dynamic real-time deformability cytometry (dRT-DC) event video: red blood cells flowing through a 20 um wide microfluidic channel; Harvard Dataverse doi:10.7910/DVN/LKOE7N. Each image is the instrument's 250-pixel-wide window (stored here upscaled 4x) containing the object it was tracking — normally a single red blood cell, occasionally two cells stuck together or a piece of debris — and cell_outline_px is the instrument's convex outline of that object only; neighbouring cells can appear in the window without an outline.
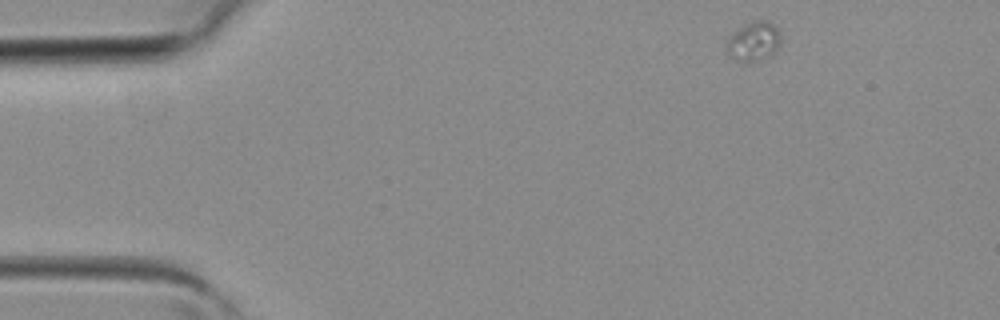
{"species": "common noctule bat (a hibernating species)", "species_latin": "Nyctalus noctula", "temperature_condition": "room temperature", "stored_images_in_passage": 3, "camera_frame_rate_fps": 3000, "um_per_image_px": 0.085, "animal": {"sex": "female", "body_mass_g": 19.3, "forearm_length_mm": 54.1}, "frame": {"image": 1, "passage_image": 1, "time_ms": 0.0, "image_size_px": [1000, 320], "cell_outline_px": [[780, 44], [772, 52], [752, 60], [740, 64], [728, 56], [728, 36], [736, 28], [752, 20], [768, 20], [776, 28], [780, 36]], "centroid_in_image_um": [63.99, 3.47], "position_along_channel_um": 21.0, "area_um2": 12.2}}